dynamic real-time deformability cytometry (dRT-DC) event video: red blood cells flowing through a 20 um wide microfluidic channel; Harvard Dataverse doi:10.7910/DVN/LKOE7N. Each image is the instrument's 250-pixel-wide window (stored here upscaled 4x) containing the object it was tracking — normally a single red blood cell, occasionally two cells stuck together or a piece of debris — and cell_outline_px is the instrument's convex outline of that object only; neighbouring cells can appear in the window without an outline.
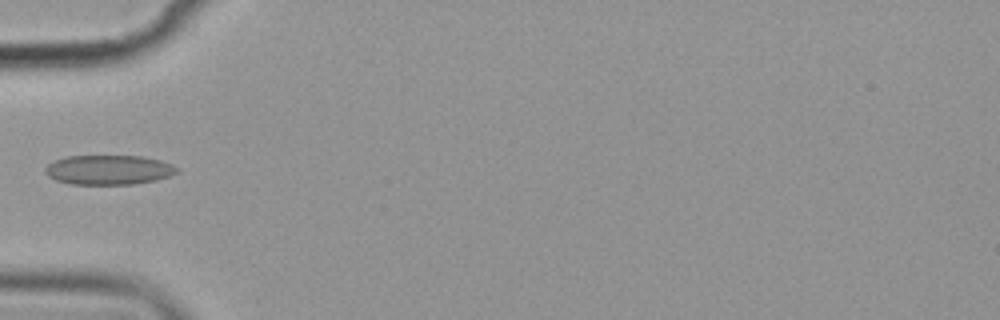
{"species": "common noctule bat (a hibernating species)", "species_latin": "Nyctalus noctula", "temperature_condition": "cold", "stored_images_in_passage": 5, "camera_frame_rate_fps": 3000, "um_per_image_px": 0.085, "animal": {"sex": "female", "body_mass_g": 19.9}, "frame": {"image": 1, "passage_image": 1, "time_ms": 0.0, "image_size_px": [1000, 320], "cell_outline_px": [[180, 172], [156, 180], [132, 184], [72, 184], [56, 180], [48, 176], [44, 172], [44, 168], [48, 164], [64, 156], [140, 156], [160, 160], [172, 164], [180, 168]], "centroid_in_image_um": [9.25, 14.43], "position_along_channel_um": 75.8, "area_um2": 22.77}}
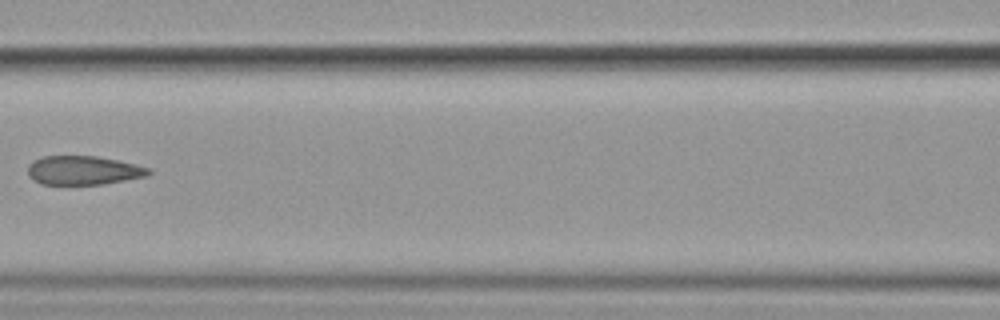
{"frame": {"image": 2, "passage_image": 3, "time_ms": 2.333, "image_size_px": [1000, 320], "cell_outline_px": [[152, 172], [148, 176], [104, 184], [40, 184], [32, 180], [28, 176], [28, 164], [32, 160], [44, 156], [96, 156], [136, 164], [152, 168]], "centroid_in_image_um": [7.09, 14.48], "position_along_channel_um": 159.5, "area_um2": 20.58}}
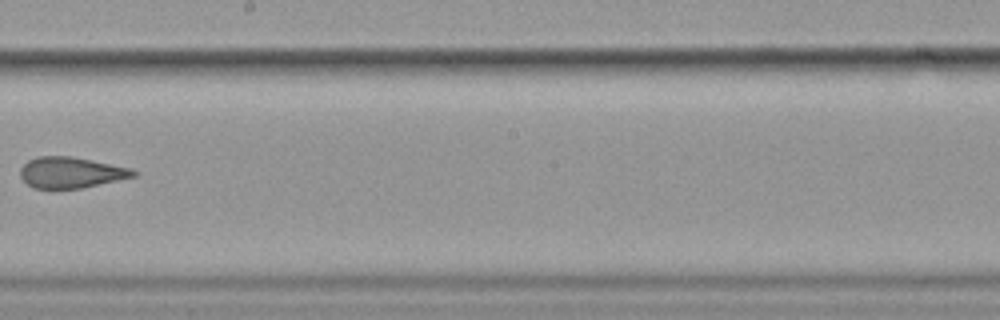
{"frame": {"image": 3, "passage_image": 5, "time_ms": 4.667, "image_size_px": [1000, 320], "cell_outline_px": [[136, 176], [80, 188], [32, 188], [20, 176], [20, 168], [28, 160], [36, 156], [72, 156], [112, 164], [128, 168], [136, 172]], "centroid_in_image_um": [5.98, 14.65], "position_along_channel_um": 242.2, "area_um2": 20.17}}